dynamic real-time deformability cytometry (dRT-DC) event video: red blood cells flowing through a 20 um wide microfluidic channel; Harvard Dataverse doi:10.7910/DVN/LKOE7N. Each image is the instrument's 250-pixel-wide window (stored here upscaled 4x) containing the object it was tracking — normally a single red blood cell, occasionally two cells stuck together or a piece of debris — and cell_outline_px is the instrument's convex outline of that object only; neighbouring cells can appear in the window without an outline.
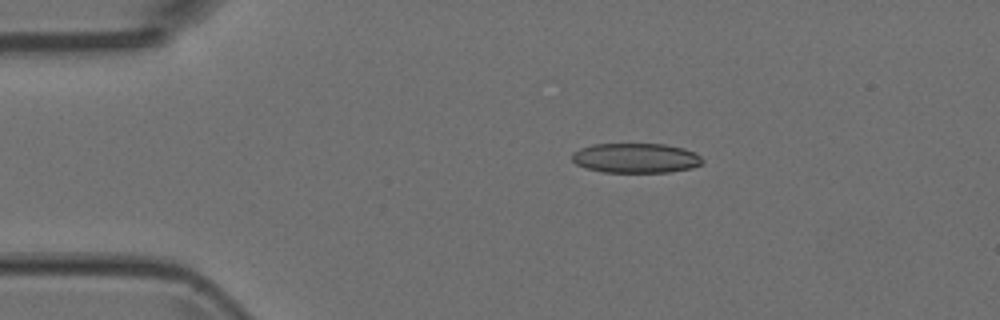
{"species": "Egyptian fruit bat (a non-hibernating species)", "species_latin": "Rousettus aegyptiacus", "temperature_condition": "room temperature", "stored_images_in_passage": 8, "camera_frame_rate_fps": 3000, "um_per_image_px": 0.085, "animal": {"sex": "female"}, "frame": {"image": 1, "passage_image": 3, "time_ms": 0.667, "image_size_px": [1000, 320], "cell_outline_px": [[704, 164], [692, 168], [668, 172], [604, 172], [588, 168], [576, 164], [572, 160], [572, 152], [580, 148], [592, 144], [664, 144], [684, 148], [696, 152], [704, 160]], "centroid_in_image_um": [54.08, 13.43], "position_along_channel_um": 30.9, "area_um2": 22.77}}
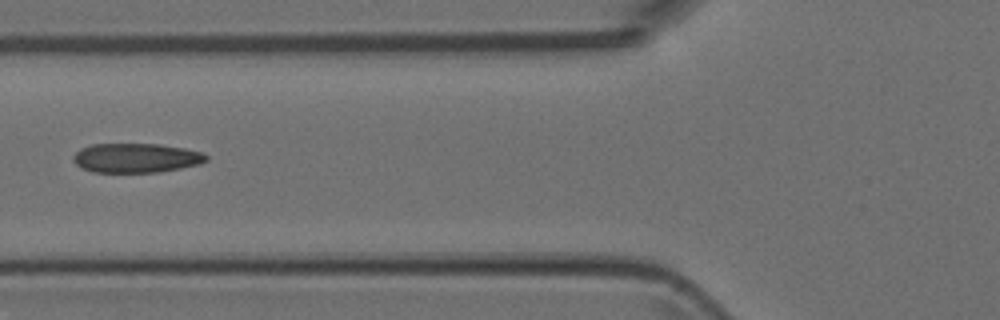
{"frame": {"image": 2, "passage_image": 6, "time_ms": 1.667, "image_size_px": [1000, 320], "cell_outline_px": [[208, 160], [200, 164], [160, 172], [92, 172], [80, 168], [72, 160], [72, 156], [80, 148], [92, 144], [160, 144], [184, 148], [200, 152], [208, 156]], "centroid_in_image_um": [11.54, 13.43], "position_along_channel_um": 114.3, "area_um2": 22.89}}
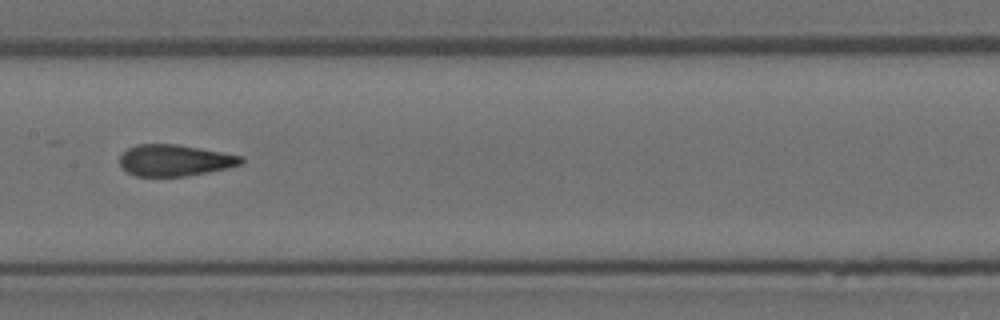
{"frame": {"image": 3, "passage_image": 8, "time_ms": 2.333, "image_size_px": [1000, 320], "cell_outline_px": [[244, 160], [240, 164], [228, 168], [184, 176], [136, 176], [128, 172], [120, 164], [120, 156], [128, 148], [136, 144], [180, 144], [244, 156]], "centroid_in_image_um": [14.87, 13.61], "position_along_channel_um": 192.5, "area_um2": 22.2}}